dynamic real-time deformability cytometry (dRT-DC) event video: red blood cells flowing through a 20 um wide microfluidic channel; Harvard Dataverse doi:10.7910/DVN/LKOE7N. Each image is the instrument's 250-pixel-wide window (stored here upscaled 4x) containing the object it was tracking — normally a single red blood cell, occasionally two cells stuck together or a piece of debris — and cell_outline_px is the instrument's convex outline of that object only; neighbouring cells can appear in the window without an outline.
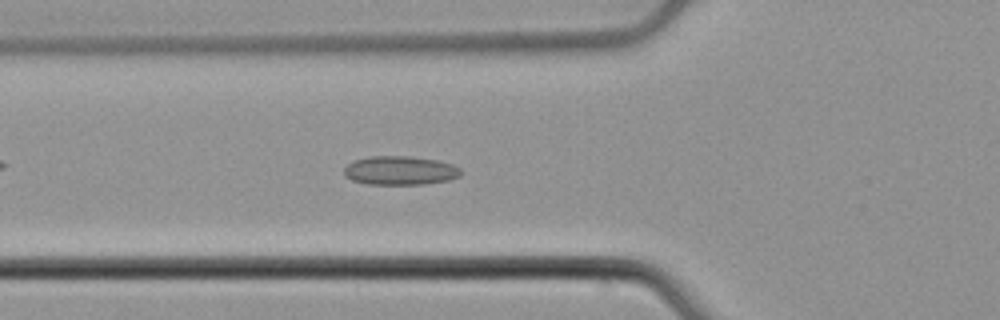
{"species": "common noctule bat (a hibernating species)", "species_latin": "Nyctalus noctula", "temperature_condition": "cold", "stored_images_in_passage": 55, "camera_frame_rate_fps": 3000, "um_per_image_px": 0.085, "animal": {"sex": "male", "body_mass_g": 21.5, "forearm_length_mm": 52.0}, "frame": {"image": 1, "passage_image": 20, "time_ms": 6.333, "image_size_px": [1000, 320], "cell_outline_px": [[464, 172], [460, 176], [448, 180], [424, 184], [368, 184], [352, 180], [344, 176], [344, 168], [348, 164], [356, 160], [368, 156], [412, 156], [436, 160], [452, 164], [460, 168]], "centroid_in_image_um": [34.02, 14.49], "position_along_channel_um": 91.8, "area_um2": 19.71}}
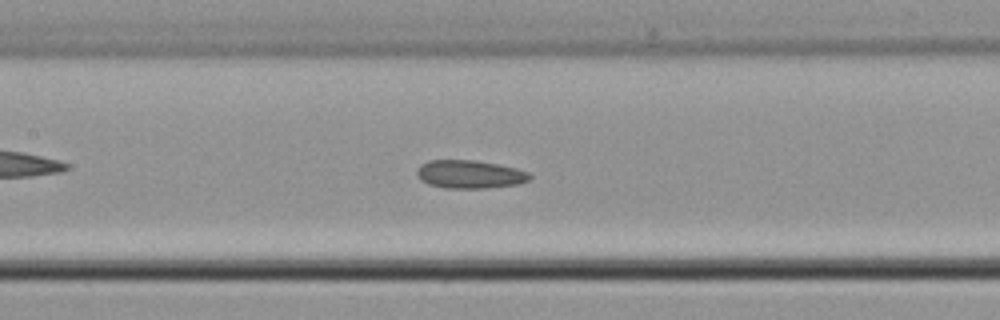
{"frame": {"image": 2, "passage_image": 26, "time_ms": 8.333, "image_size_px": [1000, 320], "cell_outline_px": [[532, 176], [528, 180], [520, 184], [484, 188], [444, 188], [428, 184], [420, 180], [416, 176], [416, 172], [420, 164], [428, 160], [476, 160], [516, 168], [528, 172]], "centroid_in_image_um": [39.89, 14.81], "position_along_channel_um": 167.5, "area_um2": 18.67}}
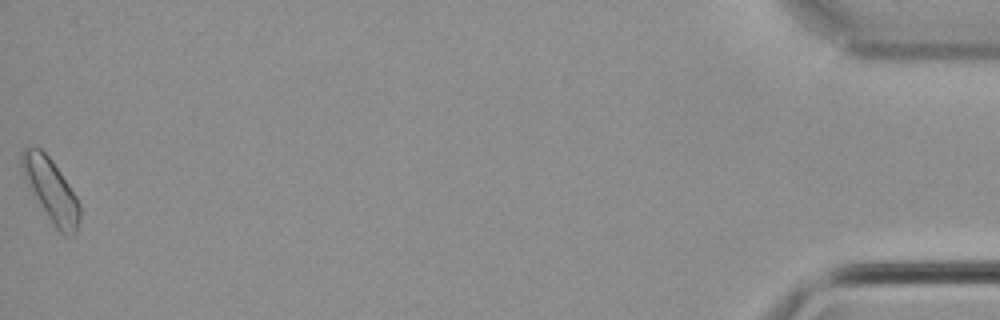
{"frame": {"image": 3, "passage_image": 55, "time_ms": 18.0, "image_size_px": [1000, 320], "cell_outline_px": [[80, 216], [76, 232], [72, 236], [64, 236], [56, 228], [40, 204], [20, 164], [20, 152], [24, 148], [40, 148], [52, 160], [76, 196], [80, 204]], "centroid_in_image_um": [4.38, 16.18], "position_along_channel_um": 430.8, "area_um2": 20.4}}